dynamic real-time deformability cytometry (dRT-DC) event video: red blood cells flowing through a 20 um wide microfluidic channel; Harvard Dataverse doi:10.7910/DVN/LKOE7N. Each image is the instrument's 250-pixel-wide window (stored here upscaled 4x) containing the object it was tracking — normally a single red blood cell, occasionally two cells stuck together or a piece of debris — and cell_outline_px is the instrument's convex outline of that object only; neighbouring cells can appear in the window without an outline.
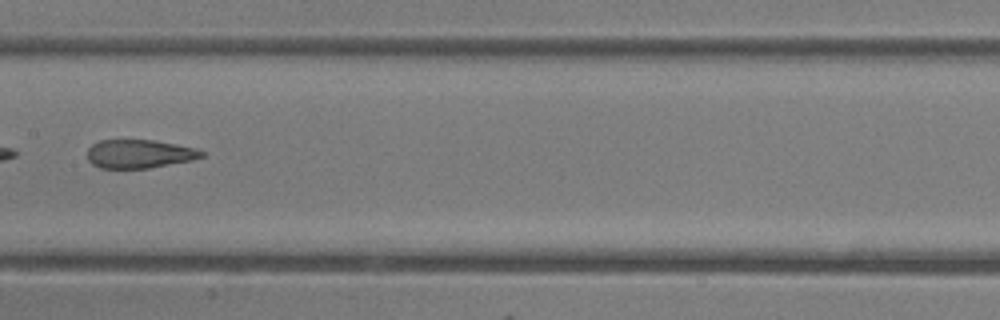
{"species": "common noctule bat (a hibernating species)", "species_latin": "Nyctalus noctula", "temperature_condition": "room temperature", "stored_images_in_passage": 30, "camera_frame_rate_fps": 3000, "um_per_image_px": 0.085, "animal": {"sex": "female"}, "frame": {"image": 1, "passage_image": 9, "time_ms": 2.667, "image_size_px": [1000, 320], "cell_outline_px": [[204, 156], [192, 160], [148, 168], [100, 168], [92, 164], [88, 160], [88, 148], [92, 144], [100, 140], [152, 140], [176, 144], [196, 148], [204, 152]], "centroid_in_image_um": [11.83, 13.08], "position_along_channel_um": 195.6, "area_um2": 18.96}}